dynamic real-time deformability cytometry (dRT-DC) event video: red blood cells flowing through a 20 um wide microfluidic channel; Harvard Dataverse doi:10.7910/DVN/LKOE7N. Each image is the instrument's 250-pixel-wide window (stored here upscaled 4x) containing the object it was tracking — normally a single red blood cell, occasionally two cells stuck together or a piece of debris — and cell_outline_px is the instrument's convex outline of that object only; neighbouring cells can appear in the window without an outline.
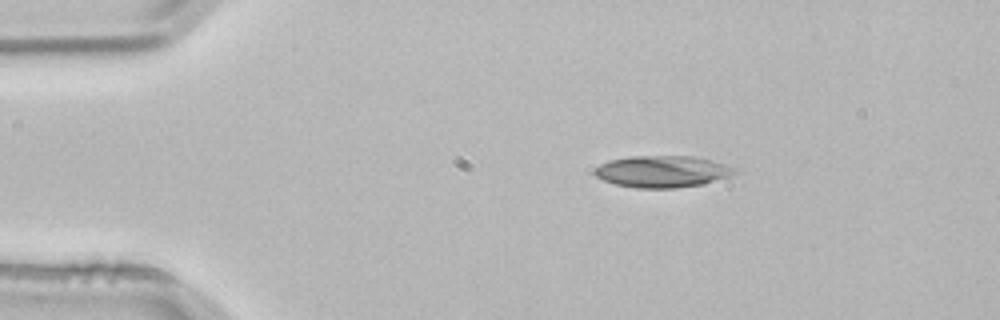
{"species": "common noctule bat (a hibernating species)", "species_latin": "Nyctalus noctula", "temperature_condition": "room temperature", "stored_images_in_passage": 3, "camera_frame_rate_fps": 3000, "um_per_image_px": 0.085, "animal": {"sex": "male", "body_mass_g": 21.5, "forearm_length_mm": 52.0}, "frame": {"image": 1, "passage_image": 2, "time_ms": 0.333, "image_size_px": [1000, 320], "cell_outline_px": [[740, 168], [732, 176], [704, 184], [676, 188], [636, 188], [616, 184], [604, 180], [596, 176], [592, 172], [600, 164], [608, 160], [628, 156], [696, 156], [712, 160]], "centroid_in_image_um": [56.35, 14.57], "position_along_channel_um": 28.6, "area_um2": 26.3}}